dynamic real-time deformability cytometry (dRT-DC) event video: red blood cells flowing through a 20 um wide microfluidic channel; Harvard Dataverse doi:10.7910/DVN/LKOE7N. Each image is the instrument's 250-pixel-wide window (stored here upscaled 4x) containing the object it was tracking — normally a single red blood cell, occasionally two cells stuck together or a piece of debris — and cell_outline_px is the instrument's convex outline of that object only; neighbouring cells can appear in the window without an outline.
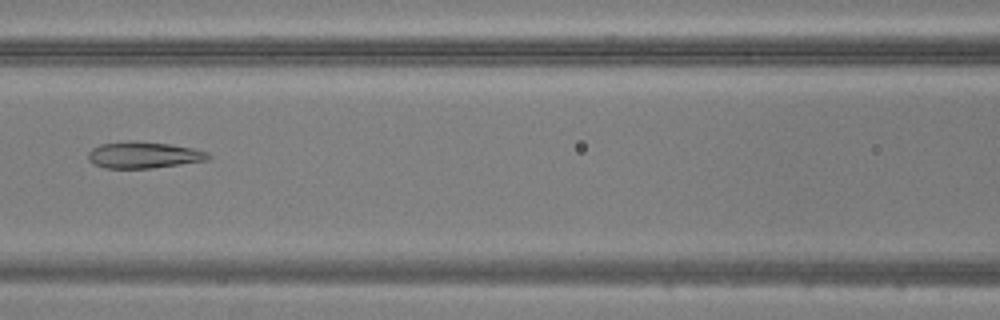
{"species": "common noctule bat (a hibernating species)", "species_latin": "Nyctalus noctula", "temperature_condition": "warm", "stored_images_in_passage": 49, "camera_frame_rate_fps": 3000, "um_per_image_px": 0.085, "animal": {"sex": "male", "body_mass_g": 20.5, "forearm_length_mm": 52.5}, "frame": {"image": 1, "passage_image": 22, "time_ms": 7.0, "image_size_px": [1000, 320], "cell_outline_px": [[212, 156], [208, 160], [152, 168], [104, 168], [88, 160], [88, 152], [92, 148], [100, 144], [168, 144], [192, 148], [208, 152]], "centroid_in_image_um": [12.25, 13.23], "position_along_channel_um": 154.3, "area_um2": 17.51}}
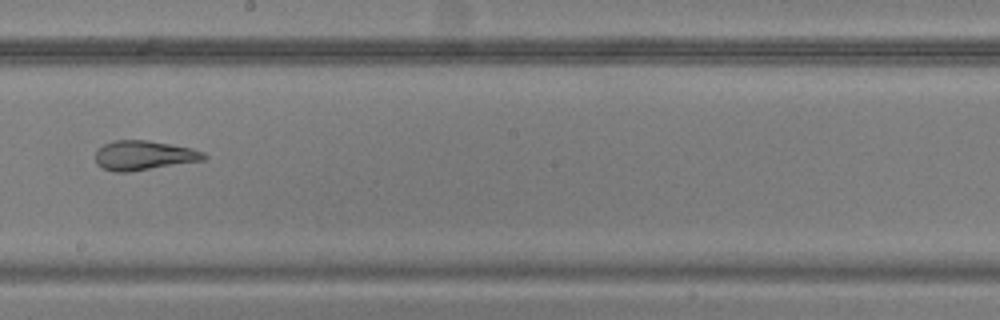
{"frame": {"image": 2, "passage_image": 28, "time_ms": 9.0, "image_size_px": [1000, 320], "cell_outline_px": [[208, 156], [204, 160], [128, 172], [116, 172], [104, 168], [96, 164], [96, 152], [104, 144], [112, 140], [148, 140], [192, 148], [204, 152]], "centroid_in_image_um": [12.24, 13.2], "position_along_channel_um": 236.0, "area_um2": 18.55}}
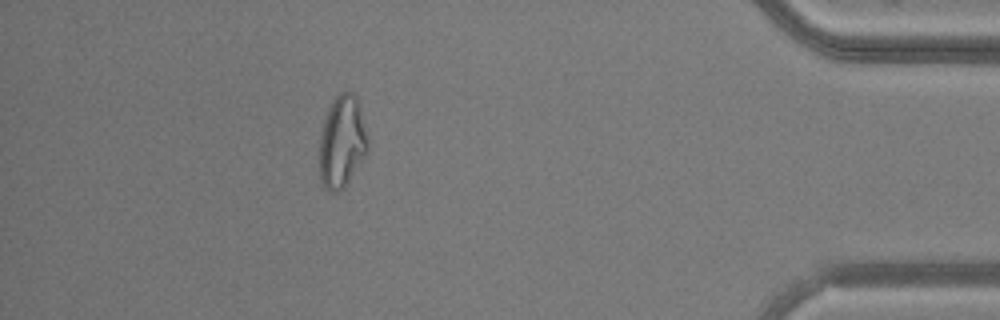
{"frame": {"image": 3, "passage_image": 44, "time_ms": 14.333, "image_size_px": [1000, 320], "cell_outline_px": [[368, 148], [364, 156], [344, 188], [336, 192], [328, 192], [324, 188], [320, 180], [320, 136], [324, 120], [328, 108], [332, 100], [340, 92], [352, 92], [356, 96], [368, 144]], "centroid_in_image_um": [29.03, 12.08], "position_along_channel_um": 406.2, "area_um2": 25.49}}